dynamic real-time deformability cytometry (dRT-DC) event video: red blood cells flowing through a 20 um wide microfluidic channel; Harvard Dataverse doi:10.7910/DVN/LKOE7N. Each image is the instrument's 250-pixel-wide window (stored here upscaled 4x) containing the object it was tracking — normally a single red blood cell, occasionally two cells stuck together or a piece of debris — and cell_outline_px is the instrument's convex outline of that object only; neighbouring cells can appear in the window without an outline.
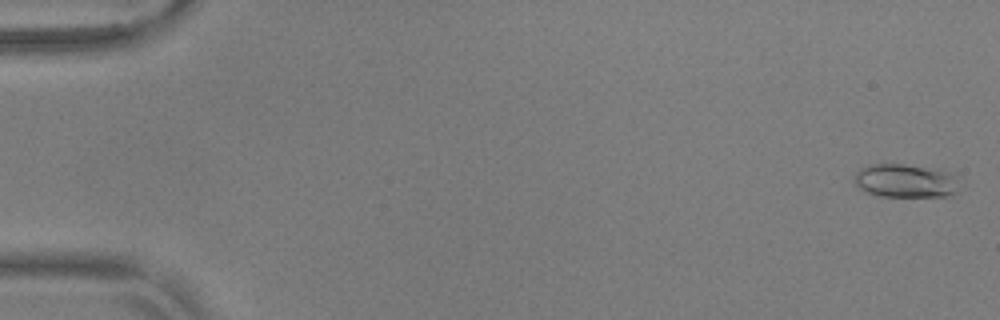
{"species": "common noctule bat (a hibernating species)", "species_latin": "Nyctalus noctula", "temperature_condition": "warm", "stored_images_in_passage": 55, "camera_frame_rate_fps": 3000, "um_per_image_px": 0.085, "animal": {"sex": "male", "body_mass_g": 17.9, "forearm_length_mm": 54.2}, "frame": {"image": 1, "passage_image": 2, "time_ms": 0.333, "image_size_px": [1000, 320], "cell_outline_px": [[956, 192], [952, 196], [880, 196], [868, 192], [860, 188], [856, 184], [856, 172], [860, 168], [872, 164], [904, 164], [948, 172], [952, 176]], "centroid_in_image_um": [76.89, 15.37], "position_along_channel_um": 8.1, "area_um2": 19.77}}
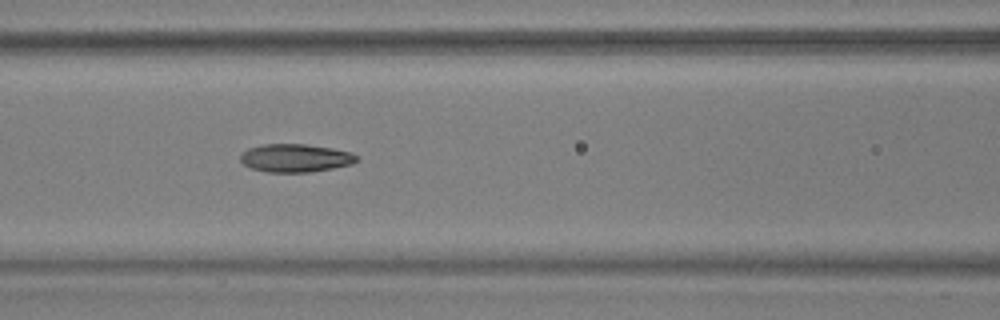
{"frame": {"image": 2, "passage_image": 25, "time_ms": 8.0, "image_size_px": [1000, 320], "cell_outline_px": [[360, 160], [352, 164], [312, 172], [268, 172], [252, 168], [244, 164], [240, 160], [240, 156], [248, 148], [264, 144], [304, 144], [332, 148], [352, 152]], "centroid_in_image_um": [25.14, 13.43], "position_along_channel_um": 141.5, "area_um2": 19.02}}
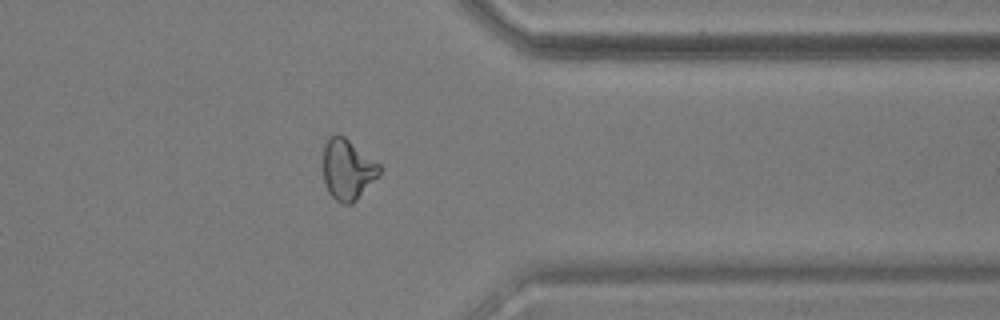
{"frame": {"image": 3, "passage_image": 45, "time_ms": 14.667, "image_size_px": [1000, 320], "cell_outline_px": [[384, 168], [380, 176], [352, 204], [344, 204], [336, 200], [328, 192], [324, 180], [324, 144], [328, 136], [336, 132], [340, 132], [380, 164]], "centroid_in_image_um": [29.58, 14.37], "position_along_channel_um": 381.8, "area_um2": 20.4}, "authors_computed_cell_mechanics": {"area_um2": 19.1318, "velocity_mm_per_s": 3.7143, "shape_relaxation_time_tau1_ms": 8.0587, "shape_relaxation_time_tau2_ms": 2.3564, "deformation_change_tau1": 0.2312, "deformation_change_tau2": 0.0963}}